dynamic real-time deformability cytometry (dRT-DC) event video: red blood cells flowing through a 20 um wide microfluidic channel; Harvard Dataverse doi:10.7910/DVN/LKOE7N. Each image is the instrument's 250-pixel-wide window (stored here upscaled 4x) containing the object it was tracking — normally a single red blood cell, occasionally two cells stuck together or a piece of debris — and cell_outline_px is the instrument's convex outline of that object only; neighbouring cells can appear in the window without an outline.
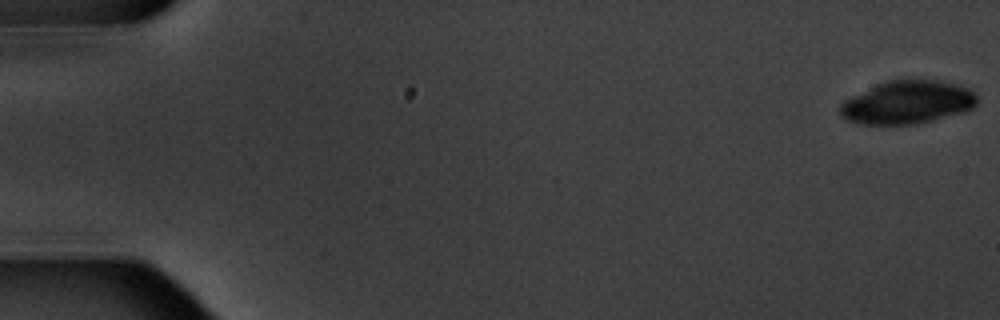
{"species": "common noctule bat (a hibernating species)", "species_latin": "Nyctalus noctula", "temperature_condition": "warm", "stored_images_in_passage": 5, "camera_frame_rate_fps": 3000, "um_per_image_px": 0.085, "animal": {"sex": "male", "body_mass_g": 20.1, "forearm_length_mm": 53.5}, "frame": {"image": 1, "passage_image": 1, "time_ms": 0.0, "image_size_px": [1000, 320], "cell_outline_px": [[976, 104], [972, 108], [964, 112], [916, 124], [860, 124], [848, 120], [840, 116], [840, 104], [844, 100], [876, 84], [888, 80], [940, 80], [968, 88], [976, 96]], "centroid_in_image_um": [77.11, 8.7], "position_along_channel_um": 7.9, "area_um2": 34.22}}